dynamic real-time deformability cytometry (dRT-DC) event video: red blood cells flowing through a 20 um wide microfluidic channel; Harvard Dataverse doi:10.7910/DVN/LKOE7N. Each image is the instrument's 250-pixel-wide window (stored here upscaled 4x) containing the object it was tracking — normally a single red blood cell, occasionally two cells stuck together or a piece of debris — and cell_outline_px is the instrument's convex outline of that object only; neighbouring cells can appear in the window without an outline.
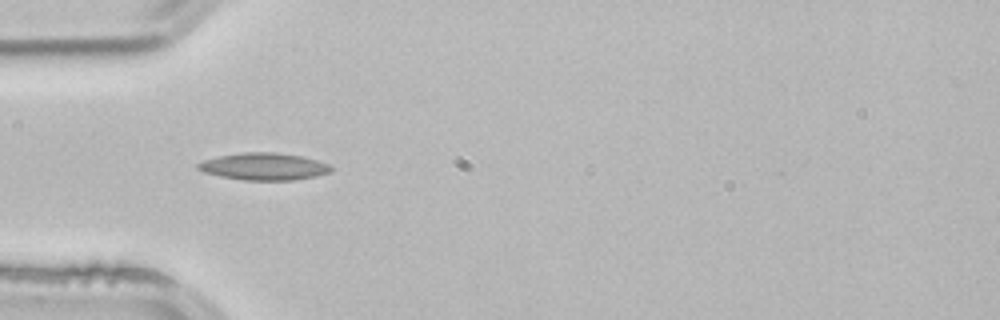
{"species": "common noctule bat (a hibernating species)", "species_latin": "Nyctalus noctula", "temperature_condition": "room temperature", "stored_images_in_passage": 37, "camera_frame_rate_fps": 3000, "um_per_image_px": 0.085, "animal": {"sex": "male", "body_mass_g": 21.5, "forearm_length_mm": 52.0}, "frame": {"image": 1, "passage_image": 1, "time_ms": 0.0, "image_size_px": [1000, 320], "cell_outline_px": [[332, 172], [316, 176], [296, 180], [244, 180], [220, 176], [204, 172], [196, 168], [196, 164], [204, 160], [220, 156], [244, 152], [272, 152], [304, 156], [328, 164], [332, 168]], "centroid_in_image_um": [22.45, 14.15], "position_along_channel_um": 62.6, "area_um2": 21.04}, "authors_computed_cell_mechanics": {"area_um2": 18.2648, "velocity_mm_per_s": 3.8943, "shape_relaxation_time_tau1_ms": 10.5101, "shape_relaxation_time_tau2_ms": 2.2268, "deformation_change_tau1": 0.2532, "deformation_change_tau2": 0.0914}}